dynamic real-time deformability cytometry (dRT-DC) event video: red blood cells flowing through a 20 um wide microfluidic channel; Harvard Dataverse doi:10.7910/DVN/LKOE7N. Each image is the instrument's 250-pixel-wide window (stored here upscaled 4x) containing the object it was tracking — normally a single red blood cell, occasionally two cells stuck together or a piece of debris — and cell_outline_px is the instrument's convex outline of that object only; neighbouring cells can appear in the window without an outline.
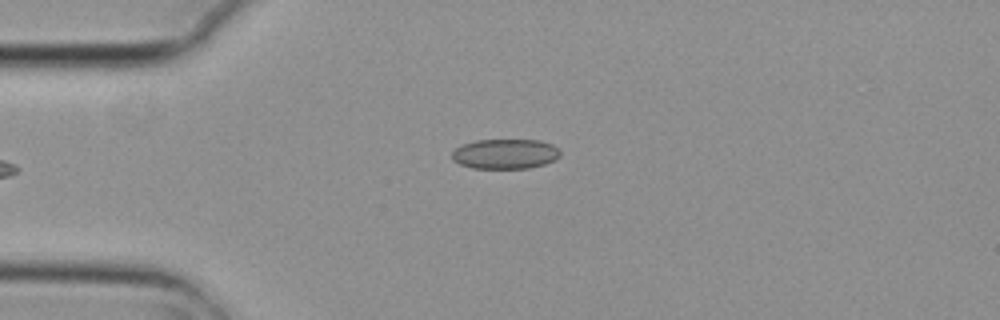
{"species": "common noctule bat (a hibernating species)", "species_latin": "Nyctalus noctula", "temperature_condition": "cold", "stored_images_in_passage": 3, "camera_frame_rate_fps": 3000, "um_per_image_px": 0.085, "animal": {"sex": "female", "body_mass_g": 29.2, "forearm_length_mm": 56.3}, "frame": {"image": 1, "passage_image": 3, "time_ms": 0.667, "image_size_px": [1000, 320], "cell_outline_px": [[560, 156], [556, 160], [544, 164], [528, 168], [472, 168], [460, 164], [452, 160], [452, 152], [456, 148], [464, 144], [476, 140], [540, 140], [552, 144], [560, 148]], "centroid_in_image_um": [42.97, 13.08], "position_along_channel_um": 42.0, "area_um2": 18.96}}